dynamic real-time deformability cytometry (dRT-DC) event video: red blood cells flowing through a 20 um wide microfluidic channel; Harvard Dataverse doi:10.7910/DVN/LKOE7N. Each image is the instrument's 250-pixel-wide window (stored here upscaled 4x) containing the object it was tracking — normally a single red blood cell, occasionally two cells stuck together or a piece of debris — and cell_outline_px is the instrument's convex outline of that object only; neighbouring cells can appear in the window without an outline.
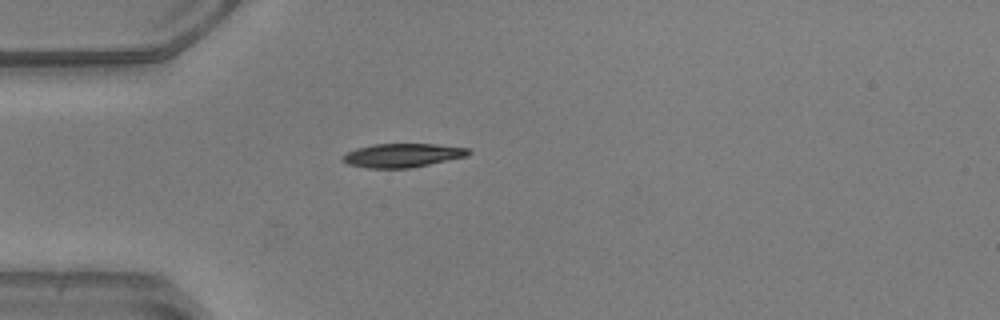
{"species": "common noctule bat (a hibernating species)", "species_latin": "Nyctalus noctula", "temperature_condition": "warm", "stored_images_in_passage": 27, "camera_frame_rate_fps": 3000, "um_per_image_px": 0.085, "animal": {"sex": "male", "body_mass_g": 20.5, "forearm_length_mm": 52.5}, "frame": {"image": 1, "passage_image": 1, "time_ms": 0.0, "image_size_px": [1000, 320], "cell_outline_px": [[472, 152], [468, 156], [408, 168], [368, 168], [348, 164], [340, 160], [340, 156], [356, 148], [372, 144], [436, 144], [468, 148]], "centroid_in_image_um": [34.18, 13.2], "position_along_channel_um": 50.8, "area_um2": 17.46}}
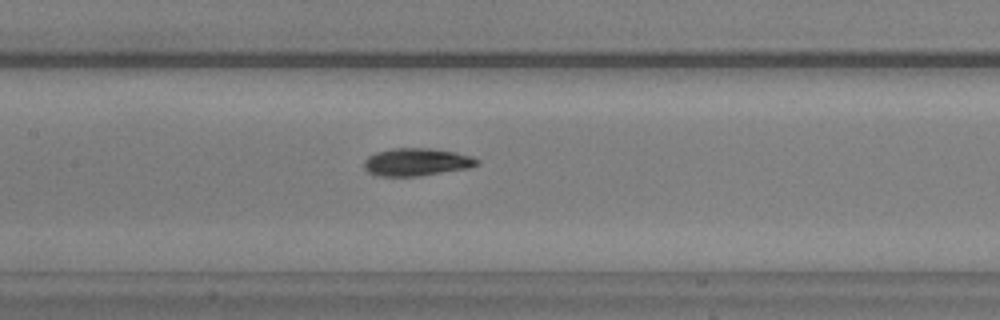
{"frame": {"image": 2, "passage_image": 11, "time_ms": 3.333, "image_size_px": [1000, 320], "cell_outline_px": [[480, 164], [468, 168], [420, 176], [380, 176], [368, 172], [364, 168], [364, 160], [368, 156], [376, 152], [392, 148], [432, 148], [456, 152], [472, 156], [480, 160]], "centroid_in_image_um": [35.43, 13.76], "position_along_channel_um": 172.0, "area_um2": 18.38}, "authors_computed_cell_mechanics": {"area_um2": 17.8602, "velocity_mm_per_s": 3.9433, "shape_relaxation_time_tau1_ms": 3.1696, "shape_relaxation_time_tau2_ms": 6.8735, "deformation_change_tau1": 0.1581, "deformation_change_tau2": 0.1065}}